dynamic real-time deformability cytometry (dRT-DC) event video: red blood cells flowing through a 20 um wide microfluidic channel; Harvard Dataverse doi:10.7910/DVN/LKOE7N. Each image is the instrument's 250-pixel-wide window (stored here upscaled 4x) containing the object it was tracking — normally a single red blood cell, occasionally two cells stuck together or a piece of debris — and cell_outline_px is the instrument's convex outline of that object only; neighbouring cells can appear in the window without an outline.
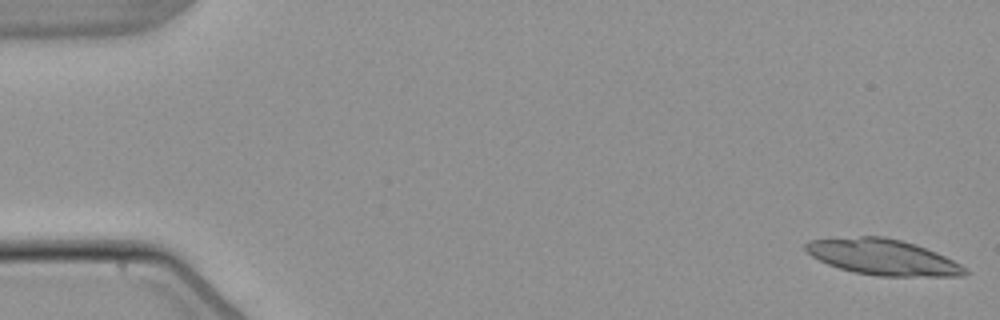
{"species": "common noctule bat (a hibernating species)", "species_latin": "Nyctalus noctula", "temperature_condition": "warm", "stored_images_in_passage": 5, "camera_frame_rate_fps": 3000, "um_per_image_px": 0.085, "animal": {"sex": "male", "body_mass_g": 21.5, "forearm_length_mm": 52.0}, "frame": {"image": 1, "passage_image": 1, "time_ms": 0.0, "image_size_px": [1000, 320], "cell_outline_px": [[968, 272], [964, 276], [876, 276], [852, 272], [828, 264], [812, 256], [804, 248], [804, 244], [808, 240], [860, 236], [884, 236], [916, 244], [936, 252], [960, 264]], "centroid_in_image_um": [75.02, 21.85], "position_along_channel_um": 10.0, "area_um2": 33.12}}